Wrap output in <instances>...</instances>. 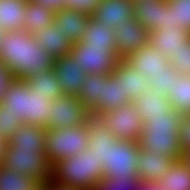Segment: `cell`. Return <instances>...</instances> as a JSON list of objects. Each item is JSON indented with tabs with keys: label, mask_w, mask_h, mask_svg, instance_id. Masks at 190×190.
<instances>
[{
	"label": "cell",
	"mask_w": 190,
	"mask_h": 190,
	"mask_svg": "<svg viewBox=\"0 0 190 190\" xmlns=\"http://www.w3.org/2000/svg\"><path fill=\"white\" fill-rule=\"evenodd\" d=\"M0 61L14 79L53 70L55 59L25 30L4 32L0 40Z\"/></svg>",
	"instance_id": "6da1fadb"
},
{
	"label": "cell",
	"mask_w": 190,
	"mask_h": 190,
	"mask_svg": "<svg viewBox=\"0 0 190 190\" xmlns=\"http://www.w3.org/2000/svg\"><path fill=\"white\" fill-rule=\"evenodd\" d=\"M182 117V114L172 108L164 116L151 117L144 121L138 140L139 148L180 160L183 153L179 141Z\"/></svg>",
	"instance_id": "7a4b0ae2"
},
{
	"label": "cell",
	"mask_w": 190,
	"mask_h": 190,
	"mask_svg": "<svg viewBox=\"0 0 190 190\" xmlns=\"http://www.w3.org/2000/svg\"><path fill=\"white\" fill-rule=\"evenodd\" d=\"M103 177V166L99 164L93 149L81 150L73 157L56 162L51 172L54 182L82 190H94Z\"/></svg>",
	"instance_id": "3957f363"
},
{
	"label": "cell",
	"mask_w": 190,
	"mask_h": 190,
	"mask_svg": "<svg viewBox=\"0 0 190 190\" xmlns=\"http://www.w3.org/2000/svg\"><path fill=\"white\" fill-rule=\"evenodd\" d=\"M87 123L79 127L49 129L45 139V153L53 166L56 162L88 149Z\"/></svg>",
	"instance_id": "277c9868"
},
{
	"label": "cell",
	"mask_w": 190,
	"mask_h": 190,
	"mask_svg": "<svg viewBox=\"0 0 190 190\" xmlns=\"http://www.w3.org/2000/svg\"><path fill=\"white\" fill-rule=\"evenodd\" d=\"M1 165L35 180L41 186L51 179L52 166L45 152L34 153L32 149L6 146Z\"/></svg>",
	"instance_id": "5b68a950"
},
{
	"label": "cell",
	"mask_w": 190,
	"mask_h": 190,
	"mask_svg": "<svg viewBox=\"0 0 190 190\" xmlns=\"http://www.w3.org/2000/svg\"><path fill=\"white\" fill-rule=\"evenodd\" d=\"M70 55L87 74L109 75L120 60L109 46H89L82 41L72 44Z\"/></svg>",
	"instance_id": "8992f818"
},
{
	"label": "cell",
	"mask_w": 190,
	"mask_h": 190,
	"mask_svg": "<svg viewBox=\"0 0 190 190\" xmlns=\"http://www.w3.org/2000/svg\"><path fill=\"white\" fill-rule=\"evenodd\" d=\"M98 118L119 140L138 142L142 134L143 120L133 102L104 112Z\"/></svg>",
	"instance_id": "52a82bcc"
},
{
	"label": "cell",
	"mask_w": 190,
	"mask_h": 190,
	"mask_svg": "<svg viewBox=\"0 0 190 190\" xmlns=\"http://www.w3.org/2000/svg\"><path fill=\"white\" fill-rule=\"evenodd\" d=\"M91 116L90 111L76 95L64 94L51 102V112L46 128L61 129L79 127L86 124Z\"/></svg>",
	"instance_id": "ba28073f"
},
{
	"label": "cell",
	"mask_w": 190,
	"mask_h": 190,
	"mask_svg": "<svg viewBox=\"0 0 190 190\" xmlns=\"http://www.w3.org/2000/svg\"><path fill=\"white\" fill-rule=\"evenodd\" d=\"M138 157V142L117 139L109 150L108 161L103 165L104 176L117 179L137 176Z\"/></svg>",
	"instance_id": "9c48e42d"
},
{
	"label": "cell",
	"mask_w": 190,
	"mask_h": 190,
	"mask_svg": "<svg viewBox=\"0 0 190 190\" xmlns=\"http://www.w3.org/2000/svg\"><path fill=\"white\" fill-rule=\"evenodd\" d=\"M134 3V18L143 25L148 32L172 24L170 4L167 0H136Z\"/></svg>",
	"instance_id": "30bf717a"
},
{
	"label": "cell",
	"mask_w": 190,
	"mask_h": 190,
	"mask_svg": "<svg viewBox=\"0 0 190 190\" xmlns=\"http://www.w3.org/2000/svg\"><path fill=\"white\" fill-rule=\"evenodd\" d=\"M114 31L116 43L115 53L120 60H124L131 53L149 42L148 30L134 17L123 25L121 24L116 27Z\"/></svg>",
	"instance_id": "8fae6325"
},
{
	"label": "cell",
	"mask_w": 190,
	"mask_h": 190,
	"mask_svg": "<svg viewBox=\"0 0 190 190\" xmlns=\"http://www.w3.org/2000/svg\"><path fill=\"white\" fill-rule=\"evenodd\" d=\"M135 70L151 79L170 66V57L155 49L150 42L124 59Z\"/></svg>",
	"instance_id": "7c38bea8"
},
{
	"label": "cell",
	"mask_w": 190,
	"mask_h": 190,
	"mask_svg": "<svg viewBox=\"0 0 190 190\" xmlns=\"http://www.w3.org/2000/svg\"><path fill=\"white\" fill-rule=\"evenodd\" d=\"M53 71L60 88L66 95H77L87 75L70 54L55 59Z\"/></svg>",
	"instance_id": "4fadbf2b"
},
{
	"label": "cell",
	"mask_w": 190,
	"mask_h": 190,
	"mask_svg": "<svg viewBox=\"0 0 190 190\" xmlns=\"http://www.w3.org/2000/svg\"><path fill=\"white\" fill-rule=\"evenodd\" d=\"M91 17L115 29L134 17V3L132 0H101Z\"/></svg>",
	"instance_id": "5bb4252c"
},
{
	"label": "cell",
	"mask_w": 190,
	"mask_h": 190,
	"mask_svg": "<svg viewBox=\"0 0 190 190\" xmlns=\"http://www.w3.org/2000/svg\"><path fill=\"white\" fill-rule=\"evenodd\" d=\"M88 149H93L99 164L102 166L108 161L110 148L114 147L117 137L111 133L110 129L98 118L91 116L87 122Z\"/></svg>",
	"instance_id": "9a60e30c"
},
{
	"label": "cell",
	"mask_w": 190,
	"mask_h": 190,
	"mask_svg": "<svg viewBox=\"0 0 190 190\" xmlns=\"http://www.w3.org/2000/svg\"><path fill=\"white\" fill-rule=\"evenodd\" d=\"M175 161L169 156L139 148L137 176L141 181L158 182Z\"/></svg>",
	"instance_id": "2e32d148"
},
{
	"label": "cell",
	"mask_w": 190,
	"mask_h": 190,
	"mask_svg": "<svg viewBox=\"0 0 190 190\" xmlns=\"http://www.w3.org/2000/svg\"><path fill=\"white\" fill-rule=\"evenodd\" d=\"M90 17L83 12L61 9L54 13L53 26L56 30L65 32L69 42L75 44L84 36Z\"/></svg>",
	"instance_id": "e0dca14e"
},
{
	"label": "cell",
	"mask_w": 190,
	"mask_h": 190,
	"mask_svg": "<svg viewBox=\"0 0 190 190\" xmlns=\"http://www.w3.org/2000/svg\"><path fill=\"white\" fill-rule=\"evenodd\" d=\"M29 90L30 86L26 80L13 79L0 102L5 110L17 116L23 124L28 114Z\"/></svg>",
	"instance_id": "ac0fdd59"
},
{
	"label": "cell",
	"mask_w": 190,
	"mask_h": 190,
	"mask_svg": "<svg viewBox=\"0 0 190 190\" xmlns=\"http://www.w3.org/2000/svg\"><path fill=\"white\" fill-rule=\"evenodd\" d=\"M133 103L137 106L143 122L148 121L151 117L164 116L172 109L169 99L152 87L141 92Z\"/></svg>",
	"instance_id": "d6986e66"
},
{
	"label": "cell",
	"mask_w": 190,
	"mask_h": 190,
	"mask_svg": "<svg viewBox=\"0 0 190 190\" xmlns=\"http://www.w3.org/2000/svg\"><path fill=\"white\" fill-rule=\"evenodd\" d=\"M189 37L190 33L182 27L169 26L150 32L149 42L155 49L170 57Z\"/></svg>",
	"instance_id": "ffe728a7"
},
{
	"label": "cell",
	"mask_w": 190,
	"mask_h": 190,
	"mask_svg": "<svg viewBox=\"0 0 190 190\" xmlns=\"http://www.w3.org/2000/svg\"><path fill=\"white\" fill-rule=\"evenodd\" d=\"M36 43L49 53L54 59L64 57L71 53L72 43L66 37L65 32L54 28L53 22L43 28L39 33H33Z\"/></svg>",
	"instance_id": "44dd1931"
},
{
	"label": "cell",
	"mask_w": 190,
	"mask_h": 190,
	"mask_svg": "<svg viewBox=\"0 0 190 190\" xmlns=\"http://www.w3.org/2000/svg\"><path fill=\"white\" fill-rule=\"evenodd\" d=\"M131 101L124 96L123 78L119 77L114 71L103 74V90L100 97V115L104 112L120 108L130 104Z\"/></svg>",
	"instance_id": "7402d4cb"
},
{
	"label": "cell",
	"mask_w": 190,
	"mask_h": 190,
	"mask_svg": "<svg viewBox=\"0 0 190 190\" xmlns=\"http://www.w3.org/2000/svg\"><path fill=\"white\" fill-rule=\"evenodd\" d=\"M47 128L22 124L7 141V146L20 149H32L34 153L45 152Z\"/></svg>",
	"instance_id": "603a6c76"
},
{
	"label": "cell",
	"mask_w": 190,
	"mask_h": 190,
	"mask_svg": "<svg viewBox=\"0 0 190 190\" xmlns=\"http://www.w3.org/2000/svg\"><path fill=\"white\" fill-rule=\"evenodd\" d=\"M114 72L123 78L124 96L133 102L141 92L150 87L148 76L132 68L125 60H119Z\"/></svg>",
	"instance_id": "cb8c5ba5"
},
{
	"label": "cell",
	"mask_w": 190,
	"mask_h": 190,
	"mask_svg": "<svg viewBox=\"0 0 190 190\" xmlns=\"http://www.w3.org/2000/svg\"><path fill=\"white\" fill-rule=\"evenodd\" d=\"M27 0H0V29L7 31L24 30V11Z\"/></svg>",
	"instance_id": "d4e9b609"
},
{
	"label": "cell",
	"mask_w": 190,
	"mask_h": 190,
	"mask_svg": "<svg viewBox=\"0 0 190 190\" xmlns=\"http://www.w3.org/2000/svg\"><path fill=\"white\" fill-rule=\"evenodd\" d=\"M103 90V74H87L80 92L76 95L92 116L100 115V97Z\"/></svg>",
	"instance_id": "484cf974"
},
{
	"label": "cell",
	"mask_w": 190,
	"mask_h": 190,
	"mask_svg": "<svg viewBox=\"0 0 190 190\" xmlns=\"http://www.w3.org/2000/svg\"><path fill=\"white\" fill-rule=\"evenodd\" d=\"M54 11L50 8L27 0L24 11L25 21L24 30L29 33H39L43 28L49 26L53 22Z\"/></svg>",
	"instance_id": "4316f807"
},
{
	"label": "cell",
	"mask_w": 190,
	"mask_h": 190,
	"mask_svg": "<svg viewBox=\"0 0 190 190\" xmlns=\"http://www.w3.org/2000/svg\"><path fill=\"white\" fill-rule=\"evenodd\" d=\"M89 46H109L116 51L115 31L104 23L90 17L84 36L80 40Z\"/></svg>",
	"instance_id": "83f0119b"
},
{
	"label": "cell",
	"mask_w": 190,
	"mask_h": 190,
	"mask_svg": "<svg viewBox=\"0 0 190 190\" xmlns=\"http://www.w3.org/2000/svg\"><path fill=\"white\" fill-rule=\"evenodd\" d=\"M26 81L29 84L30 89L36 94L44 96V99L48 98L54 101L64 95L53 70L40 74H33L28 77Z\"/></svg>",
	"instance_id": "f1b7e54d"
},
{
	"label": "cell",
	"mask_w": 190,
	"mask_h": 190,
	"mask_svg": "<svg viewBox=\"0 0 190 190\" xmlns=\"http://www.w3.org/2000/svg\"><path fill=\"white\" fill-rule=\"evenodd\" d=\"M43 97L31 89L29 90L28 114L25 117V124L39 127L48 126L52 100Z\"/></svg>",
	"instance_id": "f546056e"
},
{
	"label": "cell",
	"mask_w": 190,
	"mask_h": 190,
	"mask_svg": "<svg viewBox=\"0 0 190 190\" xmlns=\"http://www.w3.org/2000/svg\"><path fill=\"white\" fill-rule=\"evenodd\" d=\"M170 89L166 97L172 108L183 116L190 115V76L181 75Z\"/></svg>",
	"instance_id": "4dcf8cb0"
},
{
	"label": "cell",
	"mask_w": 190,
	"mask_h": 190,
	"mask_svg": "<svg viewBox=\"0 0 190 190\" xmlns=\"http://www.w3.org/2000/svg\"><path fill=\"white\" fill-rule=\"evenodd\" d=\"M158 183L166 190H190V170L177 160Z\"/></svg>",
	"instance_id": "1f68e13d"
},
{
	"label": "cell",
	"mask_w": 190,
	"mask_h": 190,
	"mask_svg": "<svg viewBox=\"0 0 190 190\" xmlns=\"http://www.w3.org/2000/svg\"><path fill=\"white\" fill-rule=\"evenodd\" d=\"M0 190H42L35 180L0 165Z\"/></svg>",
	"instance_id": "d6a6232c"
},
{
	"label": "cell",
	"mask_w": 190,
	"mask_h": 190,
	"mask_svg": "<svg viewBox=\"0 0 190 190\" xmlns=\"http://www.w3.org/2000/svg\"><path fill=\"white\" fill-rule=\"evenodd\" d=\"M170 4L172 24L190 33V0H167Z\"/></svg>",
	"instance_id": "836d02e7"
},
{
	"label": "cell",
	"mask_w": 190,
	"mask_h": 190,
	"mask_svg": "<svg viewBox=\"0 0 190 190\" xmlns=\"http://www.w3.org/2000/svg\"><path fill=\"white\" fill-rule=\"evenodd\" d=\"M170 65L177 74L190 76V37L170 56Z\"/></svg>",
	"instance_id": "e575fe53"
},
{
	"label": "cell",
	"mask_w": 190,
	"mask_h": 190,
	"mask_svg": "<svg viewBox=\"0 0 190 190\" xmlns=\"http://www.w3.org/2000/svg\"><path fill=\"white\" fill-rule=\"evenodd\" d=\"M140 181L138 176L123 179L104 176L97 182L94 190H137Z\"/></svg>",
	"instance_id": "d590c367"
},
{
	"label": "cell",
	"mask_w": 190,
	"mask_h": 190,
	"mask_svg": "<svg viewBox=\"0 0 190 190\" xmlns=\"http://www.w3.org/2000/svg\"><path fill=\"white\" fill-rule=\"evenodd\" d=\"M179 77L180 75L177 74L170 65L167 68H164V72H161L160 74H157L149 79L150 87L167 96V94L171 91L170 88H172L174 81Z\"/></svg>",
	"instance_id": "8d00e7d4"
},
{
	"label": "cell",
	"mask_w": 190,
	"mask_h": 190,
	"mask_svg": "<svg viewBox=\"0 0 190 190\" xmlns=\"http://www.w3.org/2000/svg\"><path fill=\"white\" fill-rule=\"evenodd\" d=\"M22 121L14 116L0 104V135L8 141L13 133L17 132L22 125Z\"/></svg>",
	"instance_id": "74e56055"
},
{
	"label": "cell",
	"mask_w": 190,
	"mask_h": 190,
	"mask_svg": "<svg viewBox=\"0 0 190 190\" xmlns=\"http://www.w3.org/2000/svg\"><path fill=\"white\" fill-rule=\"evenodd\" d=\"M101 0H65L66 10H74L92 16Z\"/></svg>",
	"instance_id": "f35d334b"
},
{
	"label": "cell",
	"mask_w": 190,
	"mask_h": 190,
	"mask_svg": "<svg viewBox=\"0 0 190 190\" xmlns=\"http://www.w3.org/2000/svg\"><path fill=\"white\" fill-rule=\"evenodd\" d=\"M179 141L182 151L190 150V115L182 117L179 129Z\"/></svg>",
	"instance_id": "ab89813d"
},
{
	"label": "cell",
	"mask_w": 190,
	"mask_h": 190,
	"mask_svg": "<svg viewBox=\"0 0 190 190\" xmlns=\"http://www.w3.org/2000/svg\"><path fill=\"white\" fill-rule=\"evenodd\" d=\"M14 79V76L6 68V66L0 61V102L3 99L4 94L7 91L8 85Z\"/></svg>",
	"instance_id": "60d3db41"
},
{
	"label": "cell",
	"mask_w": 190,
	"mask_h": 190,
	"mask_svg": "<svg viewBox=\"0 0 190 190\" xmlns=\"http://www.w3.org/2000/svg\"><path fill=\"white\" fill-rule=\"evenodd\" d=\"M34 3L44 5L54 12L65 8V0H32Z\"/></svg>",
	"instance_id": "b9f144b4"
},
{
	"label": "cell",
	"mask_w": 190,
	"mask_h": 190,
	"mask_svg": "<svg viewBox=\"0 0 190 190\" xmlns=\"http://www.w3.org/2000/svg\"><path fill=\"white\" fill-rule=\"evenodd\" d=\"M42 190H82V189H78L68 185H62L50 179L42 186Z\"/></svg>",
	"instance_id": "7bdbcfd3"
},
{
	"label": "cell",
	"mask_w": 190,
	"mask_h": 190,
	"mask_svg": "<svg viewBox=\"0 0 190 190\" xmlns=\"http://www.w3.org/2000/svg\"><path fill=\"white\" fill-rule=\"evenodd\" d=\"M137 190H166L158 182L140 181Z\"/></svg>",
	"instance_id": "ee69618b"
},
{
	"label": "cell",
	"mask_w": 190,
	"mask_h": 190,
	"mask_svg": "<svg viewBox=\"0 0 190 190\" xmlns=\"http://www.w3.org/2000/svg\"><path fill=\"white\" fill-rule=\"evenodd\" d=\"M180 160L190 170V150H183Z\"/></svg>",
	"instance_id": "f6af8a7d"
},
{
	"label": "cell",
	"mask_w": 190,
	"mask_h": 190,
	"mask_svg": "<svg viewBox=\"0 0 190 190\" xmlns=\"http://www.w3.org/2000/svg\"><path fill=\"white\" fill-rule=\"evenodd\" d=\"M7 146V141L0 135V165L2 164V159L5 155V149Z\"/></svg>",
	"instance_id": "bcb514c9"
},
{
	"label": "cell",
	"mask_w": 190,
	"mask_h": 190,
	"mask_svg": "<svg viewBox=\"0 0 190 190\" xmlns=\"http://www.w3.org/2000/svg\"><path fill=\"white\" fill-rule=\"evenodd\" d=\"M3 33H4V31H2V30L0 29V40H1V37H2Z\"/></svg>",
	"instance_id": "7dc6e473"
}]
</instances>
